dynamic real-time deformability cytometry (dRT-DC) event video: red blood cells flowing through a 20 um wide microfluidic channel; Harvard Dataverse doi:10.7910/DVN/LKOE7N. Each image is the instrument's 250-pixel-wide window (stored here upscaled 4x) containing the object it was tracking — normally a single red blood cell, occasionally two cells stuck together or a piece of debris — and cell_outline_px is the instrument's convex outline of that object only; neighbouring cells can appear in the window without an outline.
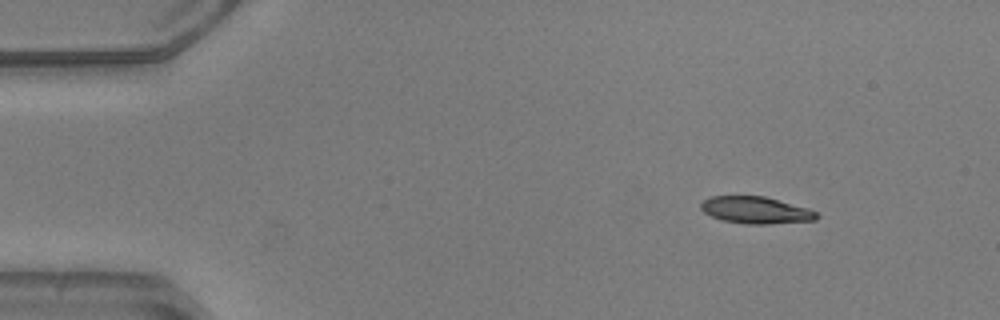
{"species": "common noctule bat (a hibernating species)", "species_latin": "Nyctalus noctula", "temperature_condition": "warm", "stored_images_in_passage": 46, "camera_frame_rate_fps": 3000, "um_per_image_px": 0.085, "animal": {"sex": "male", "body_mass_g": 20.5, "forearm_length_mm": 52.5}, "frame": {"image": 1, "passage_image": 1, "time_ms": 0.0, "image_size_px": [1000, 320], "cell_outline_px": [[820, 216], [816, 220], [768, 224], [748, 224], [720, 220], [704, 212], [700, 208], [700, 204], [704, 200], [712, 196], [764, 196], [808, 208], [816, 212]], "centroid_in_image_um": [64.24, 17.86], "position_along_channel_um": 20.8, "area_um2": 18.15}}
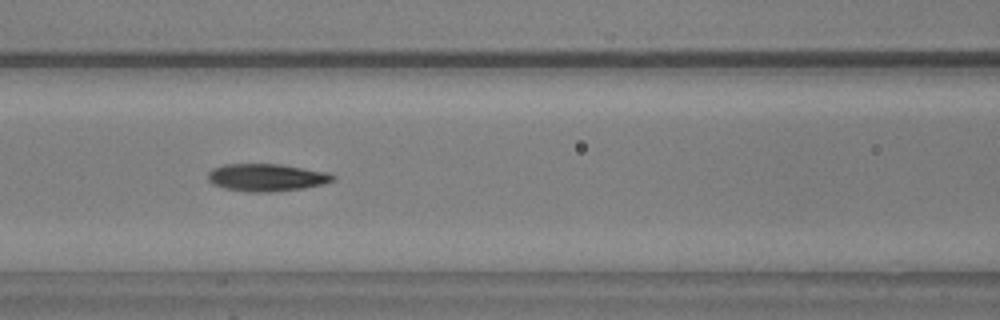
{"frame": {"image": 2, "passage_image": 17, "time_ms": 5.333, "image_size_px": [1000, 320], "cell_outline_px": [[336, 180], [304, 188], [268, 192], [252, 192], [224, 188], [212, 184], [208, 180], [208, 172], [212, 168], [224, 164], [280, 164], [328, 172], [336, 176]], "centroid_in_image_um": [22.64, 15.08], "position_along_channel_um": 144.0, "area_um2": 20.0}}
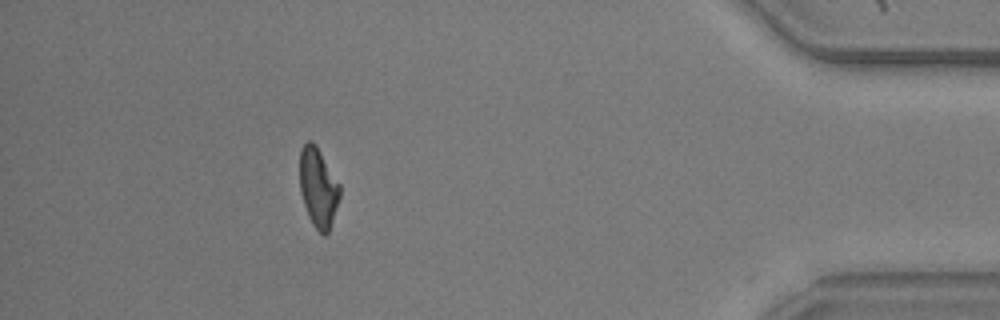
{"frame": {"image": 3, "passage_image": 41, "time_ms": 13.333, "image_size_px": [1000, 320], "cell_outline_px": [[340, 196], [328, 232], [324, 236], [312, 224], [308, 216], [300, 192], [300, 148], [308, 140], [312, 140], [316, 144], [340, 184]], "centroid_in_image_um": [27.04, 15.91], "position_along_channel_um": 408.2, "area_um2": 18.5}, "authors_computed_cell_mechanics": {"area_um2": 19.3341, "velocity_mm_per_s": 3.9432, "shape_relaxation_time_tau1_ms": 3.0718, "shape_relaxation_time_tau2_ms": 3.6098, "deformation_change_tau1": 0.1533, "deformation_change_tau2": 0.1063}}